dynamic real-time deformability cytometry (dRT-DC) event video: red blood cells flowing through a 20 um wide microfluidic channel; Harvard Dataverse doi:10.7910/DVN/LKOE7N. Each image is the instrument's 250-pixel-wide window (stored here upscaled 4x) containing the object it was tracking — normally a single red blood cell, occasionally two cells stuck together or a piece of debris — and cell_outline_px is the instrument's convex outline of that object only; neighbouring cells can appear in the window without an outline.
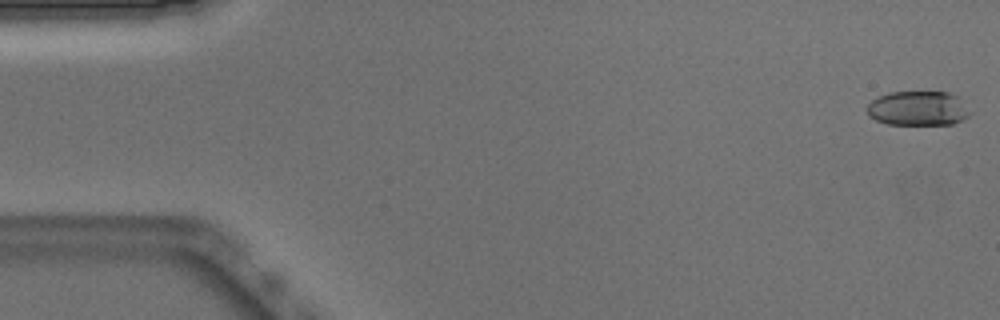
{"species": "Egyptian fruit bat (a non-hibernating species)", "species_latin": "Rousettus aegyptiacus", "temperature_condition": "warm", "stored_images_in_passage": 10, "camera_frame_rate_fps": 3000, "um_per_image_px": 0.085, "animal": {"sex": "male"}, "frame": {"image": 1, "passage_image": 1, "time_ms": 0.0, "image_size_px": [1000, 320], "cell_outline_px": [[972, 112], [968, 116], [952, 124], [888, 124], [876, 120], [868, 116], [868, 104], [872, 100], [888, 92], [948, 92], [956, 96]], "centroid_in_image_um": [78.02, 9.21], "position_along_channel_um": 7.0, "area_um2": 20.52}}